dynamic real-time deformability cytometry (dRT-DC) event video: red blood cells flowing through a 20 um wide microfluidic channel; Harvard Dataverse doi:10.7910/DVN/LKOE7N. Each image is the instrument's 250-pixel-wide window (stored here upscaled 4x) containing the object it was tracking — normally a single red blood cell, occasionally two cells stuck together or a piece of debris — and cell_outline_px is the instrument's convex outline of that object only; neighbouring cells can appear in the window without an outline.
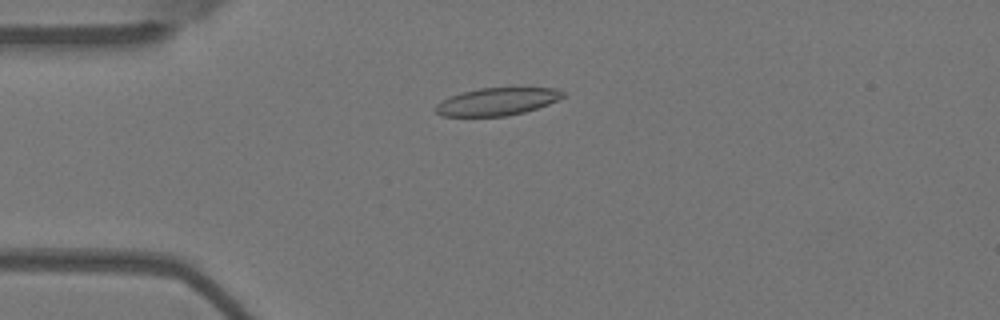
{"species": "Egyptian fruit bat (a non-hibernating species)", "species_latin": "Rousettus aegyptiacus", "temperature_condition": "warm", "stored_images_in_passage": 35, "camera_frame_rate_fps": 3000, "um_per_image_px": 0.085, "animal": {"sex": "female"}, "frame": {"image": 1, "passage_image": 1, "time_ms": 0.0, "image_size_px": [1000, 320], "cell_outline_px": [[564, 96], [548, 104], [524, 112], [508, 116], [444, 116], [436, 112], [436, 104], [460, 92], [480, 88], [552, 88], [564, 92]], "centroid_in_image_um": [42.24, 8.64], "position_along_channel_um": 42.8, "area_um2": 20.11}}
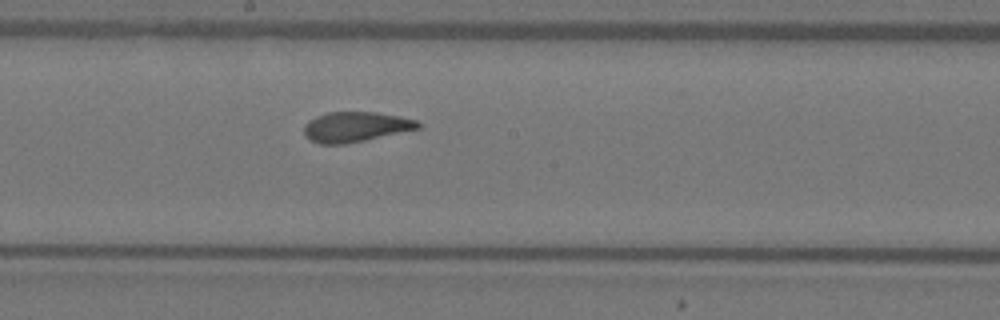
{"frame": {"image": 2, "passage_image": 17, "time_ms": 5.333, "image_size_px": [1000, 320], "cell_outline_px": [[420, 128], [364, 140], [344, 144], [320, 144], [304, 136], [304, 124], [308, 120], [316, 116], [328, 112], [376, 112], [416, 120], [420, 124]], "centroid_in_image_um": [30.17, 10.78], "position_along_channel_um": 218.0, "area_um2": 19.77}}
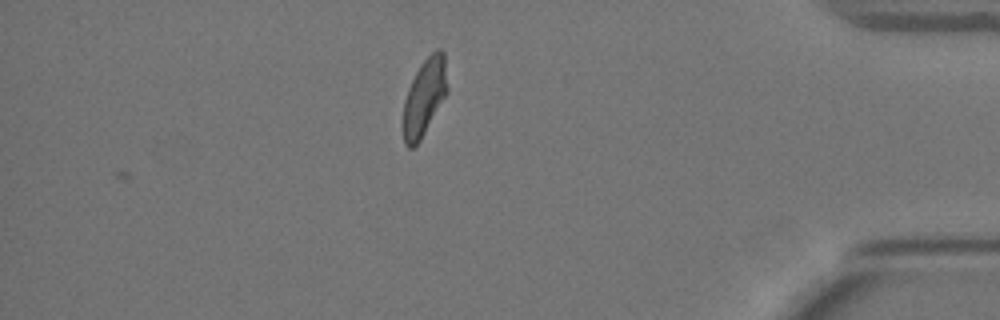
{"frame": {"image": 3, "passage_image": 35, "time_ms": 11.333, "image_size_px": [1000, 320], "cell_outline_px": [[448, 92], [420, 140], [412, 148], [408, 148], [404, 144], [404, 100], [408, 88], [420, 64], [436, 48], [440, 48], [444, 52], [448, 88]], "centroid_in_image_um": [36.09, 8.22], "position_along_channel_um": 399.1, "area_um2": 19.65}, "authors_computed_cell_mechanics": {"area_um2": 20.4034, "velocity_mm_per_s": 3.6634, "shape_relaxation_time_tau1_ms": 7.4332, "shape_relaxation_time_tau2_ms": 1.424, "deformation_change_tau1": 0.1995, "deformation_change_tau2": 0.0712}}